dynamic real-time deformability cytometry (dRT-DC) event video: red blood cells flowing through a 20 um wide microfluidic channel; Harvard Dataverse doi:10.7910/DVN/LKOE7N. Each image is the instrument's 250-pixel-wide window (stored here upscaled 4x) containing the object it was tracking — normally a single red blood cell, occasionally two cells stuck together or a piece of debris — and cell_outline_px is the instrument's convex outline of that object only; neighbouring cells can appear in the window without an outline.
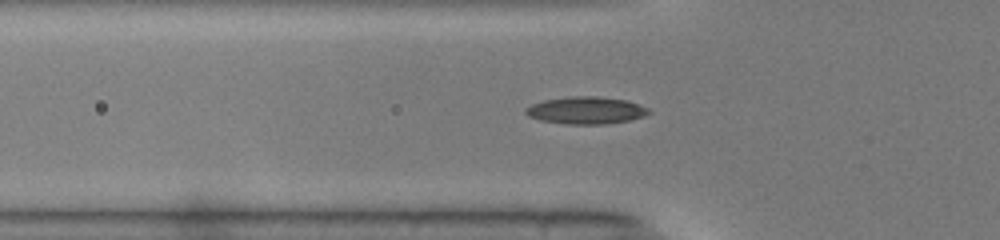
{"species": "common noctule bat (a hibernating species)", "species_latin": "Nyctalus noctula", "temperature_condition": "warm", "stored_images_in_passage": 37, "camera_frame_rate_fps": 3000, "um_per_image_px": 0.085, "animal": {"sex": "male", "body_mass_g": 19.0, "forearm_length_mm": 50.8}, "frame": {"image": 1, "passage_image": 5, "time_ms": 1.333, "image_size_px": [1000, 240], "cell_outline_px": [[652, 112], [644, 116], [628, 120], [604, 124], [564, 124], [540, 120], [528, 116], [524, 112], [524, 108], [532, 104], [544, 100], [568, 96], [596, 96], [624, 100], [648, 108]], "centroid_in_image_um": [49.76, 9.38], "position_along_channel_um": 76.0, "area_um2": 19.48}}
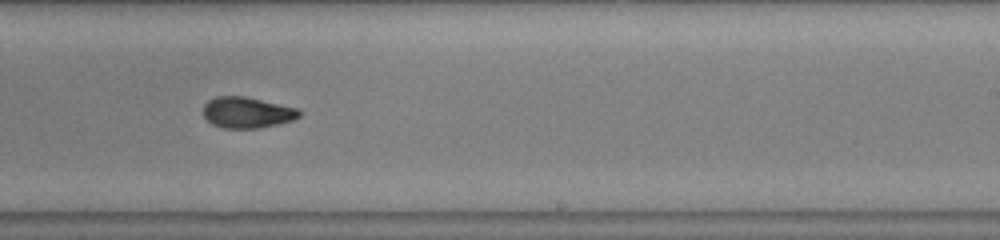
{"frame": {"image": 2, "passage_image": 19, "time_ms": 6.0, "image_size_px": [1000, 240], "cell_outline_px": [[300, 116], [292, 120], [276, 124], [256, 128], [220, 128], [212, 124], [204, 116], [204, 104], [208, 100], [216, 96], [244, 96], [296, 108], [300, 112]], "centroid_in_image_um": [20.95, 9.56], "position_along_channel_um": 268.0, "area_um2": 17.11}}
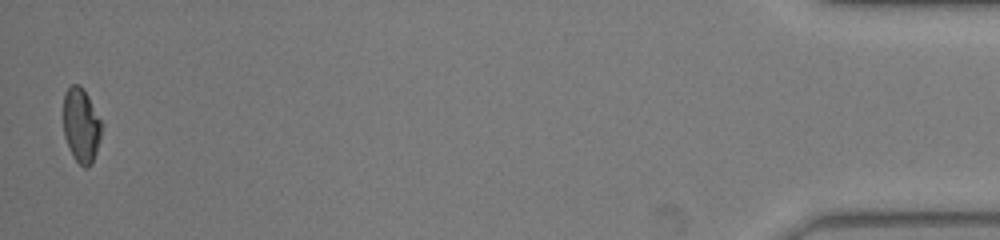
{"frame": {"image": 3, "passage_image": 37, "time_ms": 12.0, "image_size_px": [1000, 240], "cell_outline_px": [[104, 124], [96, 152], [92, 164], [88, 168], [84, 168], [76, 160], [64, 136], [64, 92], [72, 84], [80, 84], [84, 88]], "centroid_in_image_um": [6.93, 10.62], "position_along_channel_um": 428.3, "area_um2": 16.76}, "authors_computed_cell_mechanics": {"area_um2": 17.4556, "velocity_mm_per_s": 4.1258, "shape_relaxation_time_tau1_ms": 6.629, "shape_relaxation_time_tau2_ms": 2.5263, "deformation_change_tau1": 0.1996, "deformation_change_tau2": 0.0849}}